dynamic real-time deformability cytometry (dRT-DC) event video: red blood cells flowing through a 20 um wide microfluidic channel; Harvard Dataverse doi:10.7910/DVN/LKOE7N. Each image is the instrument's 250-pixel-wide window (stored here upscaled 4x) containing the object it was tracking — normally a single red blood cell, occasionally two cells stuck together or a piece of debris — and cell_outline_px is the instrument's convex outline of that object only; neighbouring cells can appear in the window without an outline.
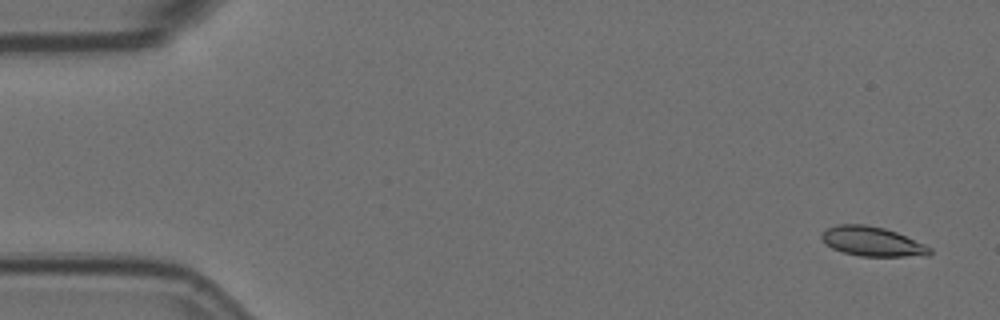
{"species": "Egyptian fruit bat (a non-hibernating species)", "species_latin": "Rousettus aegyptiacus", "temperature_condition": "room temperature", "stored_images_in_passage": 4, "camera_frame_rate_fps": 3000, "um_per_image_px": 0.085, "animal": {"sex": "female"}, "frame": {"image": 1, "passage_image": 1, "time_ms": 0.0, "image_size_px": [1000, 320], "cell_outline_px": [[932, 252], [928, 256], [860, 256], [844, 252], [832, 248], [820, 236], [828, 228], [836, 224], [864, 224], [884, 228], [896, 232], [924, 244], [932, 248]], "centroid_in_image_um": [74.17, 20.53], "position_along_channel_um": 10.8, "area_um2": 18.38}}